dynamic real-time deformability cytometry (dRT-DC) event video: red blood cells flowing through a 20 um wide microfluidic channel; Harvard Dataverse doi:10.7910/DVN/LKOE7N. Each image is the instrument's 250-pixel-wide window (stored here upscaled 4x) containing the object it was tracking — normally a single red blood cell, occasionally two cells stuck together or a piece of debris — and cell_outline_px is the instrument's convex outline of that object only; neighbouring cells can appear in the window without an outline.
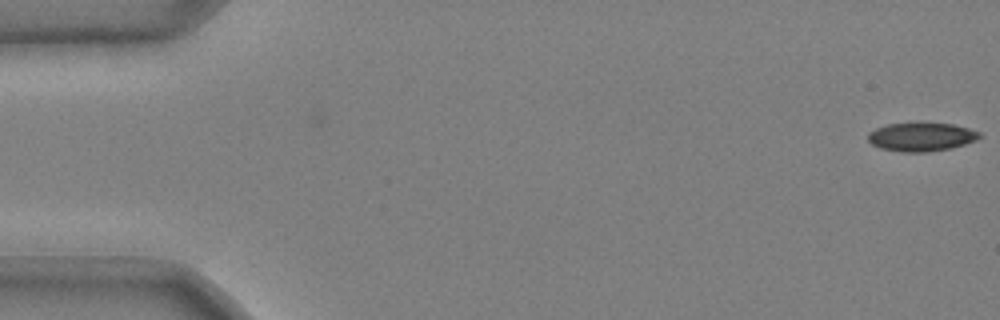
{"species": "common noctule bat (a hibernating species)", "species_latin": "Nyctalus noctula", "temperature_condition": "cold", "stored_images_in_passage": 5, "camera_frame_rate_fps": 3000, "um_per_image_px": 0.085, "animal": {"sex": "male", "body_mass_g": 20.4}, "frame": {"image": 1, "passage_image": 5, "time_ms": 1.333, "image_size_px": [1000, 320], "cell_outline_px": [[984, 136], [976, 140], [952, 148], [928, 152], [900, 152], [880, 148], [872, 144], [868, 140], [868, 132], [876, 128], [888, 124], [916, 120], [952, 124], [968, 128], [980, 132]], "centroid_in_image_um": [78.31, 11.6], "position_along_channel_um": 6.7, "area_um2": 19.36}}